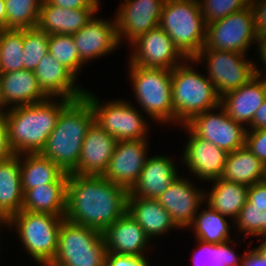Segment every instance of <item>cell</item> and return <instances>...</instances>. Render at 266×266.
<instances>
[{"label": "cell", "mask_w": 266, "mask_h": 266, "mask_svg": "<svg viewBox=\"0 0 266 266\" xmlns=\"http://www.w3.org/2000/svg\"><path fill=\"white\" fill-rule=\"evenodd\" d=\"M129 191L103 176L68 175L65 219L103 232L127 212Z\"/></svg>", "instance_id": "6da1fadb"}, {"label": "cell", "mask_w": 266, "mask_h": 266, "mask_svg": "<svg viewBox=\"0 0 266 266\" xmlns=\"http://www.w3.org/2000/svg\"><path fill=\"white\" fill-rule=\"evenodd\" d=\"M52 100L7 109L8 143L14 155L37 154L44 149L61 111L71 102L65 98Z\"/></svg>", "instance_id": "7a4b0ae2"}, {"label": "cell", "mask_w": 266, "mask_h": 266, "mask_svg": "<svg viewBox=\"0 0 266 266\" xmlns=\"http://www.w3.org/2000/svg\"><path fill=\"white\" fill-rule=\"evenodd\" d=\"M94 122L95 115L89 101L85 97L72 100L61 111L40 154L65 173H73L77 169L84 138Z\"/></svg>", "instance_id": "3957f363"}, {"label": "cell", "mask_w": 266, "mask_h": 266, "mask_svg": "<svg viewBox=\"0 0 266 266\" xmlns=\"http://www.w3.org/2000/svg\"><path fill=\"white\" fill-rule=\"evenodd\" d=\"M172 70V103L174 123L185 125L194 116L220 106L221 97L214 84L186 62ZM187 63V64H186Z\"/></svg>", "instance_id": "277c9868"}, {"label": "cell", "mask_w": 266, "mask_h": 266, "mask_svg": "<svg viewBox=\"0 0 266 266\" xmlns=\"http://www.w3.org/2000/svg\"><path fill=\"white\" fill-rule=\"evenodd\" d=\"M159 26L186 59H195L204 47L207 24L199 2L165 0Z\"/></svg>", "instance_id": "5b68a950"}, {"label": "cell", "mask_w": 266, "mask_h": 266, "mask_svg": "<svg viewBox=\"0 0 266 266\" xmlns=\"http://www.w3.org/2000/svg\"><path fill=\"white\" fill-rule=\"evenodd\" d=\"M107 253L101 231L64 218L55 258L48 265L106 266Z\"/></svg>", "instance_id": "8992f818"}, {"label": "cell", "mask_w": 266, "mask_h": 266, "mask_svg": "<svg viewBox=\"0 0 266 266\" xmlns=\"http://www.w3.org/2000/svg\"><path fill=\"white\" fill-rule=\"evenodd\" d=\"M135 98L147 116L162 124L174 122L172 70L143 68L129 63Z\"/></svg>", "instance_id": "52a82bcc"}, {"label": "cell", "mask_w": 266, "mask_h": 266, "mask_svg": "<svg viewBox=\"0 0 266 266\" xmlns=\"http://www.w3.org/2000/svg\"><path fill=\"white\" fill-rule=\"evenodd\" d=\"M64 217L21 210L7 226L16 227L24 248L38 264L47 266L56 255L58 234Z\"/></svg>", "instance_id": "ba28073f"}, {"label": "cell", "mask_w": 266, "mask_h": 266, "mask_svg": "<svg viewBox=\"0 0 266 266\" xmlns=\"http://www.w3.org/2000/svg\"><path fill=\"white\" fill-rule=\"evenodd\" d=\"M84 97L93 109L95 122L117 141L147 140L148 123L129 102L118 99L102 105L88 90Z\"/></svg>", "instance_id": "9c48e42d"}, {"label": "cell", "mask_w": 266, "mask_h": 266, "mask_svg": "<svg viewBox=\"0 0 266 266\" xmlns=\"http://www.w3.org/2000/svg\"><path fill=\"white\" fill-rule=\"evenodd\" d=\"M259 45L252 7L234 12L221 20L207 24L202 50H223L246 54L251 44Z\"/></svg>", "instance_id": "30bf717a"}, {"label": "cell", "mask_w": 266, "mask_h": 266, "mask_svg": "<svg viewBox=\"0 0 266 266\" xmlns=\"http://www.w3.org/2000/svg\"><path fill=\"white\" fill-rule=\"evenodd\" d=\"M207 57L205 59V57ZM244 53L223 50H201L191 63L207 60L208 79L220 97L238 89L257 74L256 64L248 61Z\"/></svg>", "instance_id": "8fae6325"}, {"label": "cell", "mask_w": 266, "mask_h": 266, "mask_svg": "<svg viewBox=\"0 0 266 266\" xmlns=\"http://www.w3.org/2000/svg\"><path fill=\"white\" fill-rule=\"evenodd\" d=\"M219 106V113L214 109L194 116L185 125L198 137L208 140L227 153L245 146L246 127L235 122Z\"/></svg>", "instance_id": "7c38bea8"}, {"label": "cell", "mask_w": 266, "mask_h": 266, "mask_svg": "<svg viewBox=\"0 0 266 266\" xmlns=\"http://www.w3.org/2000/svg\"><path fill=\"white\" fill-rule=\"evenodd\" d=\"M130 45L134 52L131 53L129 63L135 66L173 70L183 63H179L180 59L186 60L160 26L144 33Z\"/></svg>", "instance_id": "4fadbf2b"}, {"label": "cell", "mask_w": 266, "mask_h": 266, "mask_svg": "<svg viewBox=\"0 0 266 266\" xmlns=\"http://www.w3.org/2000/svg\"><path fill=\"white\" fill-rule=\"evenodd\" d=\"M165 0H124L115 14L118 42L130 44L149 30L159 26ZM122 40V41H121Z\"/></svg>", "instance_id": "5bb4252c"}, {"label": "cell", "mask_w": 266, "mask_h": 266, "mask_svg": "<svg viewBox=\"0 0 266 266\" xmlns=\"http://www.w3.org/2000/svg\"><path fill=\"white\" fill-rule=\"evenodd\" d=\"M147 140L117 141L103 177L128 191L138 181L147 160Z\"/></svg>", "instance_id": "9a60e30c"}, {"label": "cell", "mask_w": 266, "mask_h": 266, "mask_svg": "<svg viewBox=\"0 0 266 266\" xmlns=\"http://www.w3.org/2000/svg\"><path fill=\"white\" fill-rule=\"evenodd\" d=\"M183 127L190 135L182 157L188 170L201 180L221 178L228 153L210 141L196 136L186 125Z\"/></svg>", "instance_id": "2e32d148"}, {"label": "cell", "mask_w": 266, "mask_h": 266, "mask_svg": "<svg viewBox=\"0 0 266 266\" xmlns=\"http://www.w3.org/2000/svg\"><path fill=\"white\" fill-rule=\"evenodd\" d=\"M197 190L187 179L178 176L169 188L157 197L158 202L172 217L179 228H187L193 222L205 193Z\"/></svg>", "instance_id": "e0dca14e"}, {"label": "cell", "mask_w": 266, "mask_h": 266, "mask_svg": "<svg viewBox=\"0 0 266 266\" xmlns=\"http://www.w3.org/2000/svg\"><path fill=\"white\" fill-rule=\"evenodd\" d=\"M72 36L78 55L84 64L113 52L119 46L115 19L108 21L93 16L82 29Z\"/></svg>", "instance_id": "ac0fdd59"}, {"label": "cell", "mask_w": 266, "mask_h": 266, "mask_svg": "<svg viewBox=\"0 0 266 266\" xmlns=\"http://www.w3.org/2000/svg\"><path fill=\"white\" fill-rule=\"evenodd\" d=\"M256 74L247 83L221 97L220 106L239 124L249 127L266 98V78Z\"/></svg>", "instance_id": "d6986e66"}, {"label": "cell", "mask_w": 266, "mask_h": 266, "mask_svg": "<svg viewBox=\"0 0 266 266\" xmlns=\"http://www.w3.org/2000/svg\"><path fill=\"white\" fill-rule=\"evenodd\" d=\"M116 144L117 140L94 122L84 138L77 169L72 174L102 176Z\"/></svg>", "instance_id": "ffe728a7"}, {"label": "cell", "mask_w": 266, "mask_h": 266, "mask_svg": "<svg viewBox=\"0 0 266 266\" xmlns=\"http://www.w3.org/2000/svg\"><path fill=\"white\" fill-rule=\"evenodd\" d=\"M34 74L40 88L49 98L72 101L84 97L86 90L75 84L77 77L49 53L39 61Z\"/></svg>", "instance_id": "44dd1931"}, {"label": "cell", "mask_w": 266, "mask_h": 266, "mask_svg": "<svg viewBox=\"0 0 266 266\" xmlns=\"http://www.w3.org/2000/svg\"><path fill=\"white\" fill-rule=\"evenodd\" d=\"M102 234L108 253L145 257L144 250L150 238L128 212Z\"/></svg>", "instance_id": "7402d4cb"}, {"label": "cell", "mask_w": 266, "mask_h": 266, "mask_svg": "<svg viewBox=\"0 0 266 266\" xmlns=\"http://www.w3.org/2000/svg\"><path fill=\"white\" fill-rule=\"evenodd\" d=\"M175 165L168 155L167 157L162 155L148 157L138 181L129 194L157 199L179 176Z\"/></svg>", "instance_id": "603a6c76"}, {"label": "cell", "mask_w": 266, "mask_h": 266, "mask_svg": "<svg viewBox=\"0 0 266 266\" xmlns=\"http://www.w3.org/2000/svg\"><path fill=\"white\" fill-rule=\"evenodd\" d=\"M98 9H65L51 5L47 0L41 3L37 28L46 34L72 35L82 29Z\"/></svg>", "instance_id": "cb8c5ba5"}, {"label": "cell", "mask_w": 266, "mask_h": 266, "mask_svg": "<svg viewBox=\"0 0 266 266\" xmlns=\"http://www.w3.org/2000/svg\"><path fill=\"white\" fill-rule=\"evenodd\" d=\"M0 81L6 108L11 104L12 108L36 104L49 98L40 88L34 71L22 69L0 73Z\"/></svg>", "instance_id": "d4e9b609"}, {"label": "cell", "mask_w": 266, "mask_h": 266, "mask_svg": "<svg viewBox=\"0 0 266 266\" xmlns=\"http://www.w3.org/2000/svg\"><path fill=\"white\" fill-rule=\"evenodd\" d=\"M127 212L143 228L150 239L166 234L171 228H179L157 199L128 194Z\"/></svg>", "instance_id": "484cf974"}, {"label": "cell", "mask_w": 266, "mask_h": 266, "mask_svg": "<svg viewBox=\"0 0 266 266\" xmlns=\"http://www.w3.org/2000/svg\"><path fill=\"white\" fill-rule=\"evenodd\" d=\"M20 155L0 162V218L8 221L22 210Z\"/></svg>", "instance_id": "4316f807"}, {"label": "cell", "mask_w": 266, "mask_h": 266, "mask_svg": "<svg viewBox=\"0 0 266 266\" xmlns=\"http://www.w3.org/2000/svg\"><path fill=\"white\" fill-rule=\"evenodd\" d=\"M266 166L246 147L227 154L221 178L250 187L265 180Z\"/></svg>", "instance_id": "83f0119b"}, {"label": "cell", "mask_w": 266, "mask_h": 266, "mask_svg": "<svg viewBox=\"0 0 266 266\" xmlns=\"http://www.w3.org/2000/svg\"><path fill=\"white\" fill-rule=\"evenodd\" d=\"M20 171L22 190H29L47 183H67L69 175L40 153L20 154Z\"/></svg>", "instance_id": "f1b7e54d"}, {"label": "cell", "mask_w": 266, "mask_h": 266, "mask_svg": "<svg viewBox=\"0 0 266 266\" xmlns=\"http://www.w3.org/2000/svg\"><path fill=\"white\" fill-rule=\"evenodd\" d=\"M66 186L67 183H47L29 190H23L22 210L65 218Z\"/></svg>", "instance_id": "f546056e"}, {"label": "cell", "mask_w": 266, "mask_h": 266, "mask_svg": "<svg viewBox=\"0 0 266 266\" xmlns=\"http://www.w3.org/2000/svg\"><path fill=\"white\" fill-rule=\"evenodd\" d=\"M214 185L210 194H205L207 205L234 221L247 201L248 186L225 181L222 178L211 180ZM207 197V198H206Z\"/></svg>", "instance_id": "4dcf8cb0"}, {"label": "cell", "mask_w": 266, "mask_h": 266, "mask_svg": "<svg viewBox=\"0 0 266 266\" xmlns=\"http://www.w3.org/2000/svg\"><path fill=\"white\" fill-rule=\"evenodd\" d=\"M208 209H204L198 215L196 214L193 222L189 225L193 226L195 237L198 240L209 243H223L229 241L230 227L226 216L215 211L209 205Z\"/></svg>", "instance_id": "1f68e13d"}, {"label": "cell", "mask_w": 266, "mask_h": 266, "mask_svg": "<svg viewBox=\"0 0 266 266\" xmlns=\"http://www.w3.org/2000/svg\"><path fill=\"white\" fill-rule=\"evenodd\" d=\"M196 241L198 242L199 247H197V252L193 254L194 257L192 256L194 266L241 265L243 255L241 258L240 256L235 255L233 249L228 245V243H233V240L217 244L204 242L198 239Z\"/></svg>", "instance_id": "d6a6232c"}, {"label": "cell", "mask_w": 266, "mask_h": 266, "mask_svg": "<svg viewBox=\"0 0 266 266\" xmlns=\"http://www.w3.org/2000/svg\"><path fill=\"white\" fill-rule=\"evenodd\" d=\"M23 29H0V73L23 69Z\"/></svg>", "instance_id": "836d02e7"}, {"label": "cell", "mask_w": 266, "mask_h": 266, "mask_svg": "<svg viewBox=\"0 0 266 266\" xmlns=\"http://www.w3.org/2000/svg\"><path fill=\"white\" fill-rule=\"evenodd\" d=\"M43 0H5L6 29L36 28Z\"/></svg>", "instance_id": "e575fe53"}, {"label": "cell", "mask_w": 266, "mask_h": 266, "mask_svg": "<svg viewBox=\"0 0 266 266\" xmlns=\"http://www.w3.org/2000/svg\"><path fill=\"white\" fill-rule=\"evenodd\" d=\"M48 53L59 63L69 69L75 76L79 74L84 64L75 46L73 36L69 34H49Z\"/></svg>", "instance_id": "d590c367"}, {"label": "cell", "mask_w": 266, "mask_h": 266, "mask_svg": "<svg viewBox=\"0 0 266 266\" xmlns=\"http://www.w3.org/2000/svg\"><path fill=\"white\" fill-rule=\"evenodd\" d=\"M48 37L37 27L23 29V69L34 71L39 61L48 53Z\"/></svg>", "instance_id": "8d00e7d4"}, {"label": "cell", "mask_w": 266, "mask_h": 266, "mask_svg": "<svg viewBox=\"0 0 266 266\" xmlns=\"http://www.w3.org/2000/svg\"><path fill=\"white\" fill-rule=\"evenodd\" d=\"M199 3L206 24H210L248 7L250 0H200Z\"/></svg>", "instance_id": "74e56055"}, {"label": "cell", "mask_w": 266, "mask_h": 266, "mask_svg": "<svg viewBox=\"0 0 266 266\" xmlns=\"http://www.w3.org/2000/svg\"><path fill=\"white\" fill-rule=\"evenodd\" d=\"M262 217L263 214L260 209L252 207V205L246 201L242 209L240 210L237 218L233 221L239 232H244L247 236H262Z\"/></svg>", "instance_id": "f35d334b"}, {"label": "cell", "mask_w": 266, "mask_h": 266, "mask_svg": "<svg viewBox=\"0 0 266 266\" xmlns=\"http://www.w3.org/2000/svg\"><path fill=\"white\" fill-rule=\"evenodd\" d=\"M245 146L266 166V128L247 129Z\"/></svg>", "instance_id": "ab89813d"}, {"label": "cell", "mask_w": 266, "mask_h": 266, "mask_svg": "<svg viewBox=\"0 0 266 266\" xmlns=\"http://www.w3.org/2000/svg\"><path fill=\"white\" fill-rule=\"evenodd\" d=\"M253 9L257 37L261 41L266 38V0H250Z\"/></svg>", "instance_id": "60d3db41"}, {"label": "cell", "mask_w": 266, "mask_h": 266, "mask_svg": "<svg viewBox=\"0 0 266 266\" xmlns=\"http://www.w3.org/2000/svg\"><path fill=\"white\" fill-rule=\"evenodd\" d=\"M106 266H149V264L143 256L107 253Z\"/></svg>", "instance_id": "b9f144b4"}, {"label": "cell", "mask_w": 266, "mask_h": 266, "mask_svg": "<svg viewBox=\"0 0 266 266\" xmlns=\"http://www.w3.org/2000/svg\"><path fill=\"white\" fill-rule=\"evenodd\" d=\"M247 201L252 207L260 209L261 212L266 210V181L258 182L248 188Z\"/></svg>", "instance_id": "7bdbcfd3"}, {"label": "cell", "mask_w": 266, "mask_h": 266, "mask_svg": "<svg viewBox=\"0 0 266 266\" xmlns=\"http://www.w3.org/2000/svg\"><path fill=\"white\" fill-rule=\"evenodd\" d=\"M51 5L65 9H99V0H47Z\"/></svg>", "instance_id": "ee69618b"}, {"label": "cell", "mask_w": 266, "mask_h": 266, "mask_svg": "<svg viewBox=\"0 0 266 266\" xmlns=\"http://www.w3.org/2000/svg\"><path fill=\"white\" fill-rule=\"evenodd\" d=\"M12 156L14 153L8 143L5 113H0V162L9 160Z\"/></svg>", "instance_id": "f6af8a7d"}, {"label": "cell", "mask_w": 266, "mask_h": 266, "mask_svg": "<svg viewBox=\"0 0 266 266\" xmlns=\"http://www.w3.org/2000/svg\"><path fill=\"white\" fill-rule=\"evenodd\" d=\"M240 266H266V258L255 248L245 251Z\"/></svg>", "instance_id": "bcb514c9"}, {"label": "cell", "mask_w": 266, "mask_h": 266, "mask_svg": "<svg viewBox=\"0 0 266 266\" xmlns=\"http://www.w3.org/2000/svg\"><path fill=\"white\" fill-rule=\"evenodd\" d=\"M250 130H259L266 128V98L263 104L255 112L252 123L249 125Z\"/></svg>", "instance_id": "7dc6e473"}, {"label": "cell", "mask_w": 266, "mask_h": 266, "mask_svg": "<svg viewBox=\"0 0 266 266\" xmlns=\"http://www.w3.org/2000/svg\"><path fill=\"white\" fill-rule=\"evenodd\" d=\"M258 48V52H259V56L261 57L260 59L262 60V62L264 63V68H263V71L262 70H259V68L257 69V73L262 75V72L264 74V76L266 75V38L265 39H262L260 42H259V46L257 47ZM265 69V71H264ZM266 77V76H265Z\"/></svg>", "instance_id": "c3c4849f"}, {"label": "cell", "mask_w": 266, "mask_h": 266, "mask_svg": "<svg viewBox=\"0 0 266 266\" xmlns=\"http://www.w3.org/2000/svg\"><path fill=\"white\" fill-rule=\"evenodd\" d=\"M0 29H6V4L0 0Z\"/></svg>", "instance_id": "681fc988"}, {"label": "cell", "mask_w": 266, "mask_h": 266, "mask_svg": "<svg viewBox=\"0 0 266 266\" xmlns=\"http://www.w3.org/2000/svg\"><path fill=\"white\" fill-rule=\"evenodd\" d=\"M263 240H261V244L256 247V249L259 251L261 255H263L266 258V235L261 236Z\"/></svg>", "instance_id": "f907efd6"}, {"label": "cell", "mask_w": 266, "mask_h": 266, "mask_svg": "<svg viewBox=\"0 0 266 266\" xmlns=\"http://www.w3.org/2000/svg\"><path fill=\"white\" fill-rule=\"evenodd\" d=\"M3 108H5V111L3 110ZM6 107L4 106V99H3V94H2V85H1V81H0V113H5Z\"/></svg>", "instance_id": "816d5d0a"}, {"label": "cell", "mask_w": 266, "mask_h": 266, "mask_svg": "<svg viewBox=\"0 0 266 266\" xmlns=\"http://www.w3.org/2000/svg\"><path fill=\"white\" fill-rule=\"evenodd\" d=\"M262 236L266 235V210L262 212Z\"/></svg>", "instance_id": "f5cc1de1"}, {"label": "cell", "mask_w": 266, "mask_h": 266, "mask_svg": "<svg viewBox=\"0 0 266 266\" xmlns=\"http://www.w3.org/2000/svg\"><path fill=\"white\" fill-rule=\"evenodd\" d=\"M4 225L5 224V226L4 227H6V225H7V221L6 220H4V219H1L0 218V225Z\"/></svg>", "instance_id": "db71d44e"}, {"label": "cell", "mask_w": 266, "mask_h": 266, "mask_svg": "<svg viewBox=\"0 0 266 266\" xmlns=\"http://www.w3.org/2000/svg\"><path fill=\"white\" fill-rule=\"evenodd\" d=\"M166 1H195V2H199L200 0H166Z\"/></svg>", "instance_id": "11a10c76"}, {"label": "cell", "mask_w": 266, "mask_h": 266, "mask_svg": "<svg viewBox=\"0 0 266 266\" xmlns=\"http://www.w3.org/2000/svg\"><path fill=\"white\" fill-rule=\"evenodd\" d=\"M47 266H63V265H47Z\"/></svg>", "instance_id": "9f6ffc18"}]
</instances>
